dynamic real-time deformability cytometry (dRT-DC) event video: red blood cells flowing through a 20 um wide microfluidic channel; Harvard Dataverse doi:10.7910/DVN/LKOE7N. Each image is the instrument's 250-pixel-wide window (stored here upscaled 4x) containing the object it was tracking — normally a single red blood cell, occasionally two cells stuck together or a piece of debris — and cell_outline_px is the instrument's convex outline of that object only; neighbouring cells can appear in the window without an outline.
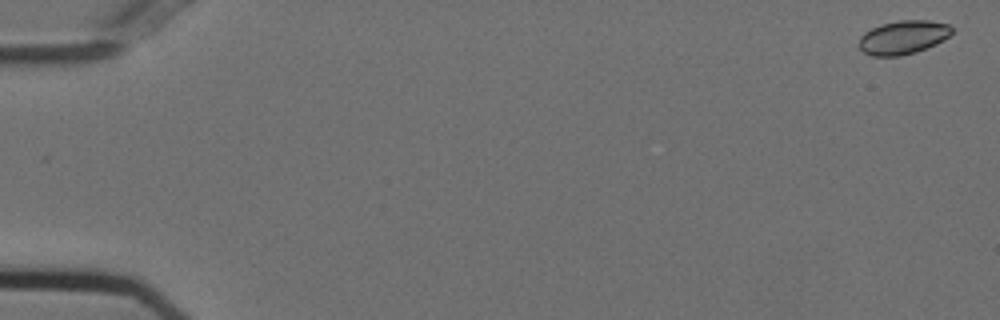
{"species": "Egyptian fruit bat (a non-hibernating species)", "species_latin": "Rousettus aegyptiacus", "temperature_condition": "cold", "stored_images_in_passage": 48, "camera_frame_rate_fps": 3000, "um_per_image_px": 0.085, "animal": {"sex": "female"}, "frame": {"image": 1, "passage_image": 1, "time_ms": 0.0, "image_size_px": [1000, 320], "cell_outline_px": [[952, 32], [948, 36], [936, 44], [916, 52], [900, 56], [872, 56], [864, 52], [860, 48], [860, 36], [864, 32], [880, 24], [900, 20], [928, 20], [948, 24], [952, 28]], "centroid_in_image_um": [76.76, 3.17], "position_along_channel_um": 8.2, "area_um2": 18.15}}
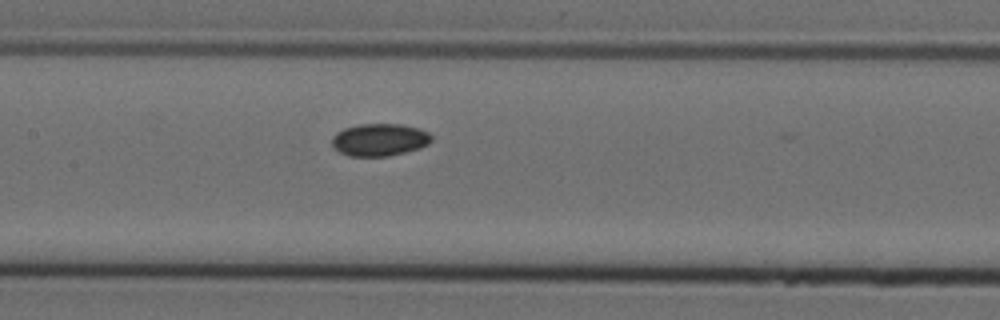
{"frame": {"image": 2, "passage_image": 27, "time_ms": 8.667, "image_size_px": [1000, 320], "cell_outline_px": [[432, 140], [428, 144], [420, 148], [388, 156], [348, 156], [332, 148], [332, 136], [336, 132], [344, 128], [360, 124], [400, 124], [420, 128], [428, 132], [432, 136]], "centroid_in_image_um": [32.25, 11.88], "position_along_channel_um": 175.2, "area_um2": 18.96}}
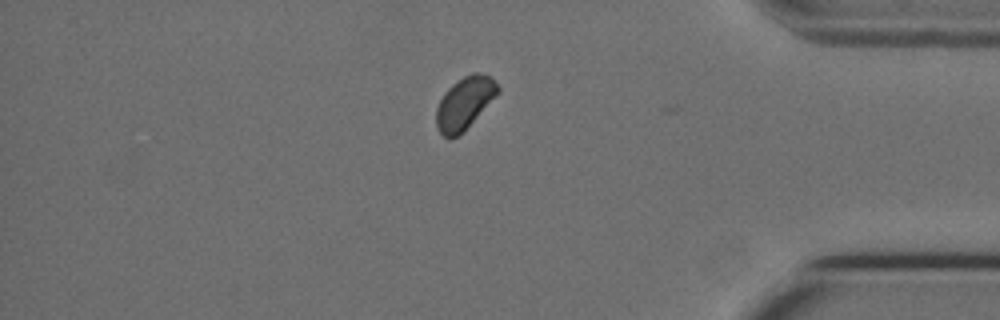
{"frame": {"image": 3, "passage_image": 47, "time_ms": 15.333, "image_size_px": [1000, 320], "cell_outline_px": [[500, 92], [464, 132], [448, 140], [436, 128], [436, 108], [444, 92], [452, 84], [464, 76], [472, 72], [480, 72], [492, 76], [500, 88]], "centroid_in_image_um": [39.5, 8.76], "position_along_channel_um": 395.7, "area_um2": 19.07}}